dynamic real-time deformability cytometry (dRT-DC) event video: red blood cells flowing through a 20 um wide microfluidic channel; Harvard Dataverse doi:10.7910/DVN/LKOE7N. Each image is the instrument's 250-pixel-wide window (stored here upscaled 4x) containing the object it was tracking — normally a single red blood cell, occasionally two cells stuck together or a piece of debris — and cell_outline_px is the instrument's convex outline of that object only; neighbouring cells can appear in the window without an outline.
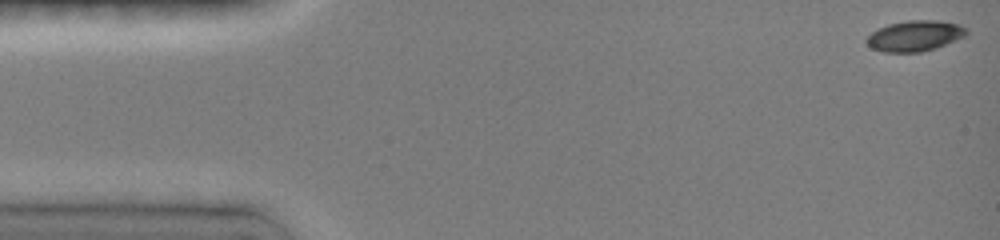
{"species": "common noctule bat (a hibernating species)", "species_latin": "Nyctalus noctula", "temperature_condition": "room temperature", "stored_images_in_passage": 44, "camera_frame_rate_fps": 3000, "um_per_image_px": 0.085, "animal": {"sex": "female", "body_mass_g": 19.0, "forearm_length_mm": 51.5}, "frame": {"image": 1, "passage_image": 1, "time_ms": 0.0, "image_size_px": [1000, 240], "cell_outline_px": [[968, 32], [964, 36], [936, 48], [920, 52], [884, 52], [872, 48], [864, 40], [872, 32], [888, 24], [908, 20], [936, 20], [960, 24], [968, 28]], "centroid_in_image_um": [77.77, 3.04], "position_along_channel_um": 7.2, "area_um2": 17.8}}
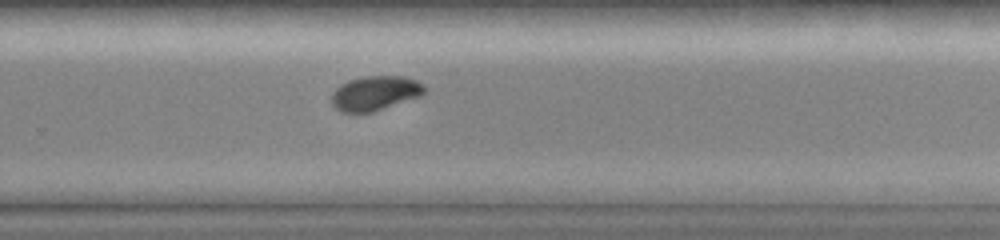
{"frame": {"image": 2, "passage_image": 31, "time_ms": 10.333, "image_size_px": [1000, 240], "cell_outline_px": [[424, 92], [420, 96], [372, 112], [340, 112], [332, 104], [332, 92], [340, 84], [348, 80], [364, 76], [400, 76], [416, 80], [424, 84]], "centroid_in_image_um": [31.85, 7.91], "position_along_channel_um": 297.9, "area_um2": 18.55}}
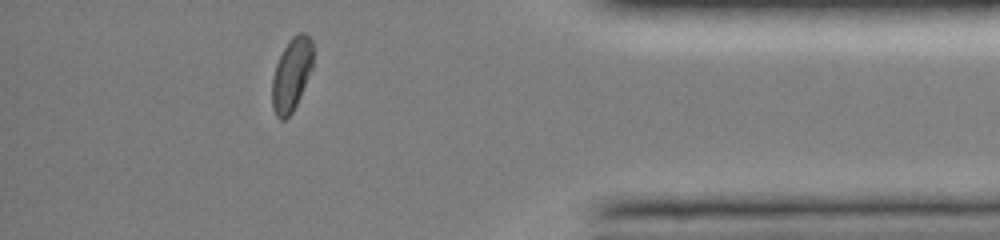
{"frame": {"image": 3, "passage_image": 40, "time_ms": 13.667, "image_size_px": [1000, 240], "cell_outline_px": [[312, 68], [300, 96], [292, 112], [284, 120], [280, 120], [276, 116], [272, 108], [272, 80], [276, 64], [288, 40], [292, 36], [300, 32], [304, 32], [312, 40]], "centroid_in_image_um": [24.77, 6.32], "position_along_channel_um": 410.4, "area_um2": 17.28}, "authors_computed_cell_mechanics": {"area_um2": 18.3804, "velocity_mm_per_s": 3.9977, "shape_relaxation_time_tau1_ms": 2.6355, "shape_relaxation_time_tau2_ms": 4.4658, "deformation_change_tau1": 0.1205, "deformation_change_tau2": 0.0507}}